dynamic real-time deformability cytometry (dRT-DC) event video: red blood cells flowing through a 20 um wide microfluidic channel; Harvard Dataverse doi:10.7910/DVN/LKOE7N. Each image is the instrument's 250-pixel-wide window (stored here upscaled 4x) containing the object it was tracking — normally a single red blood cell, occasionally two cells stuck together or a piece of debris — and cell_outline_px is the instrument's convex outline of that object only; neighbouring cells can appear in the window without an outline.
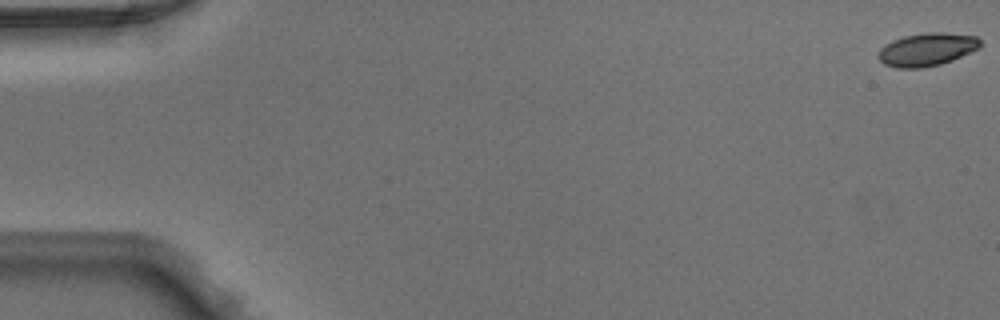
{"species": "Egyptian fruit bat (a non-hibernating species)", "species_latin": "Rousettus aegyptiacus", "temperature_condition": "warm", "stored_images_in_passage": 50, "camera_frame_rate_fps": 3000, "um_per_image_px": 0.085, "animal": {"sex": "male"}, "frame": {"image": 1, "passage_image": 1, "time_ms": 0.0, "image_size_px": [1000, 320], "cell_outline_px": [[980, 48], [952, 60], [940, 64], [920, 68], [896, 68], [884, 64], [876, 56], [880, 48], [884, 44], [892, 40], [904, 36], [928, 32], [944, 32], [976, 36], [980, 40]], "centroid_in_image_um": [78.76, 4.2], "position_along_channel_um": 6.2, "area_um2": 19.71}}
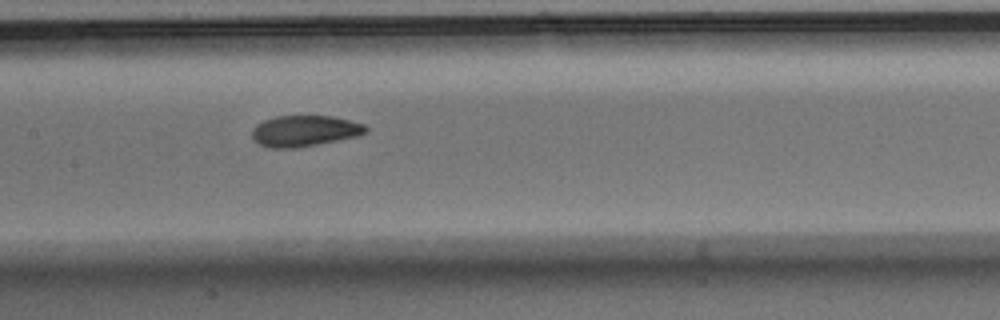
{"frame": {"image": 2, "passage_image": 25, "time_ms": 8.0, "image_size_px": [1000, 320], "cell_outline_px": [[368, 132], [356, 136], [296, 148], [268, 148], [252, 140], [252, 128], [256, 124], [264, 120], [276, 116], [332, 116], [364, 124], [368, 128]], "centroid_in_image_um": [25.84, 11.13], "position_along_channel_um": 181.6, "area_um2": 20.52}}
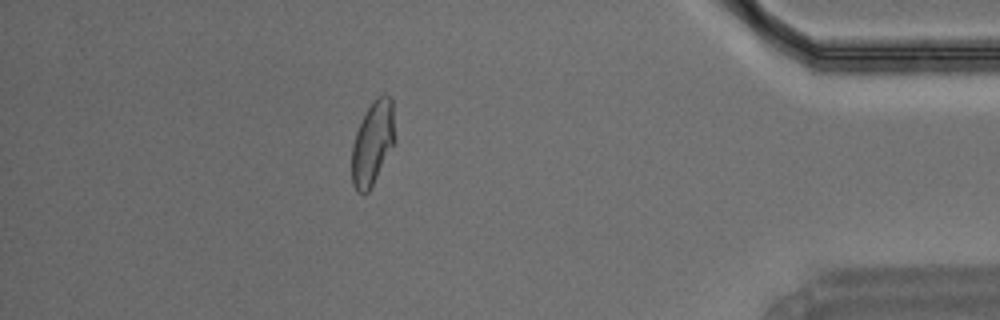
{"frame": {"image": 3, "passage_image": 44, "time_ms": 14.333, "image_size_px": [1000, 320], "cell_outline_px": [[396, 140], [368, 192], [356, 192], [352, 184], [352, 144], [356, 132], [372, 100], [376, 96], [384, 92], [392, 96]], "centroid_in_image_um": [31.7, 12.09], "position_along_channel_um": 403.5, "area_um2": 21.15}}